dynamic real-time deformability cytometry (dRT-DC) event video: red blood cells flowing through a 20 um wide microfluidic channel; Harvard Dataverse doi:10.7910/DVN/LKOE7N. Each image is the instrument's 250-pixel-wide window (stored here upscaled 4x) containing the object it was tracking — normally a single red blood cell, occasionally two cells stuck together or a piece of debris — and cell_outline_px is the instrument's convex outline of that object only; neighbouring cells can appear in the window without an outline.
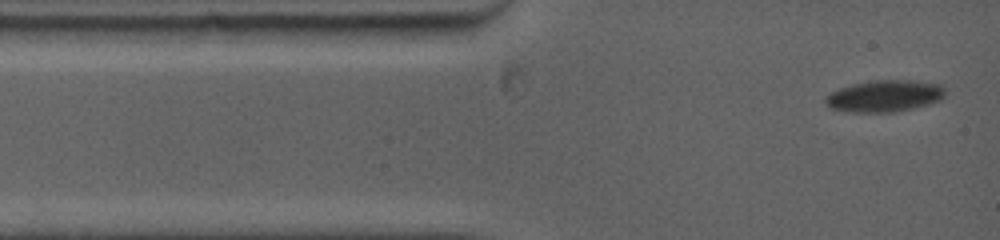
{"species": "common noctule bat (a hibernating species)", "species_latin": "Nyctalus noctula", "temperature_condition": "warm", "stored_images_in_passage": 8, "camera_frame_rate_fps": 5000, "um_per_image_px": 0.085, "animal": {"sex": "female", "body_mass_g": 19.0, "forearm_length_mm": 53.3}, "frame": {"image": 1, "passage_image": 1, "time_ms": 0.0, "image_size_px": [1000, 240], "cell_outline_px": [[944, 96], [940, 100], [928, 104], [912, 108], [892, 112], [844, 112], [832, 108], [824, 100], [824, 96], [840, 88], [852, 84], [872, 80], [912, 80], [940, 84], [944, 88]], "centroid_in_image_um": [75.17, 8.15], "position_along_channel_um": 9.8, "area_um2": 22.08}}
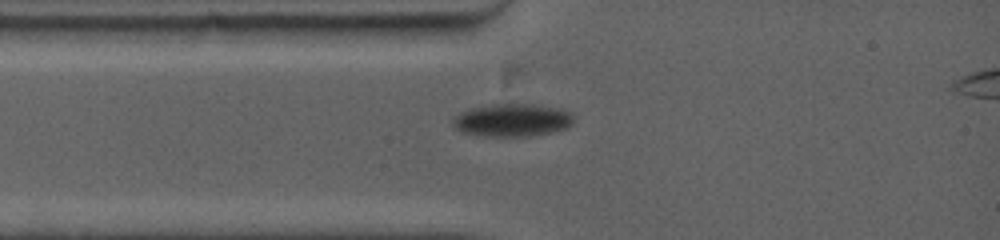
{"frame": {"image": 2, "passage_image": 5, "time_ms": 2.0, "image_size_px": [1000, 240], "cell_outline_px": [[572, 124], [568, 128], [552, 132], [528, 136], [476, 136], [452, 128], [452, 120], [460, 112], [472, 108], [492, 104], [532, 104], [560, 108], [572, 112]], "centroid_in_image_um": [43.53, 10.21], "position_along_channel_um": 41.5, "area_um2": 23.29}}
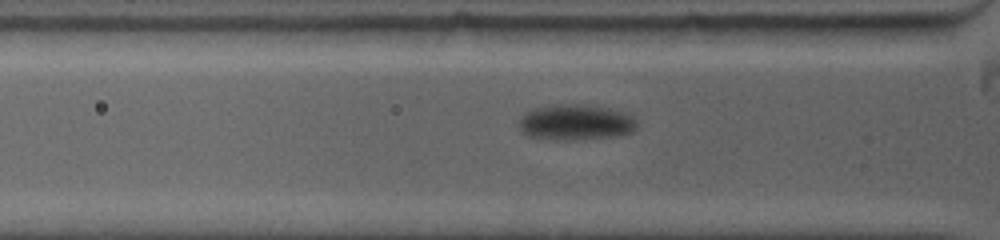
{"frame": {"image": 3, "passage_image": 7, "time_ms": 3.0, "image_size_px": [1000, 240], "cell_outline_px": [[636, 128], [632, 132], [620, 136], [572, 140], [556, 140], [528, 136], [520, 128], [520, 120], [532, 108], [556, 104], [584, 104], [608, 108], [628, 112], [636, 120]], "centroid_in_image_um": [48.99, 10.4], "position_along_channel_um": 76.8, "area_um2": 24.68}}